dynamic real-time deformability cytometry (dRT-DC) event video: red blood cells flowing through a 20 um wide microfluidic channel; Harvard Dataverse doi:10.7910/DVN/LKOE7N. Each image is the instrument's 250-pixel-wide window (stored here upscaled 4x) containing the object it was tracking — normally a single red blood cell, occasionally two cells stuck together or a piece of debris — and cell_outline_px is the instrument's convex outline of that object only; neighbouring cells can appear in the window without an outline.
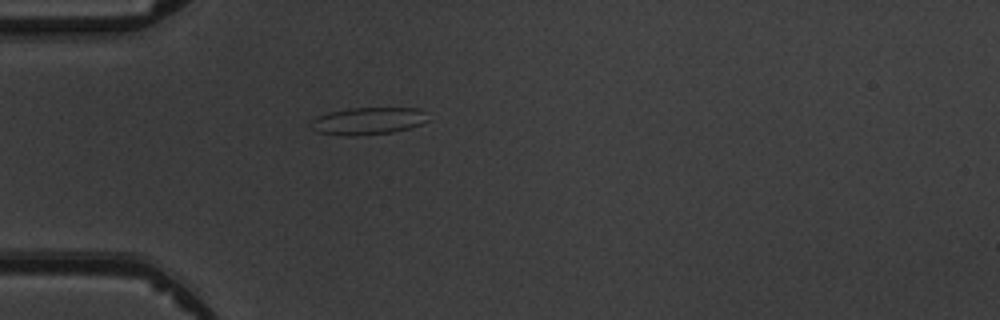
{"species": "common noctule bat (a hibernating species)", "species_latin": "Nyctalus noctula", "temperature_condition": "warm", "stored_images_in_passage": 1, "camera_frame_rate_fps": 3000, "um_per_image_px": 0.085, "animal": {"sex": "male", "body_mass_g": 19.5, "forearm_length_mm": 54.6}, "frame": {"image": 1, "passage_image": 1, "time_ms": 0.0, "image_size_px": [1000, 320], "cell_outline_px": [[428, 120], [420, 124], [408, 128], [392, 132], [356, 136], [340, 136], [316, 132], [308, 124], [308, 120], [316, 116], [328, 112], [348, 108], [420, 108], [424, 112]], "centroid_in_image_um": [31.17, 10.28], "position_along_channel_um": 53.8, "area_um2": 18.9}}